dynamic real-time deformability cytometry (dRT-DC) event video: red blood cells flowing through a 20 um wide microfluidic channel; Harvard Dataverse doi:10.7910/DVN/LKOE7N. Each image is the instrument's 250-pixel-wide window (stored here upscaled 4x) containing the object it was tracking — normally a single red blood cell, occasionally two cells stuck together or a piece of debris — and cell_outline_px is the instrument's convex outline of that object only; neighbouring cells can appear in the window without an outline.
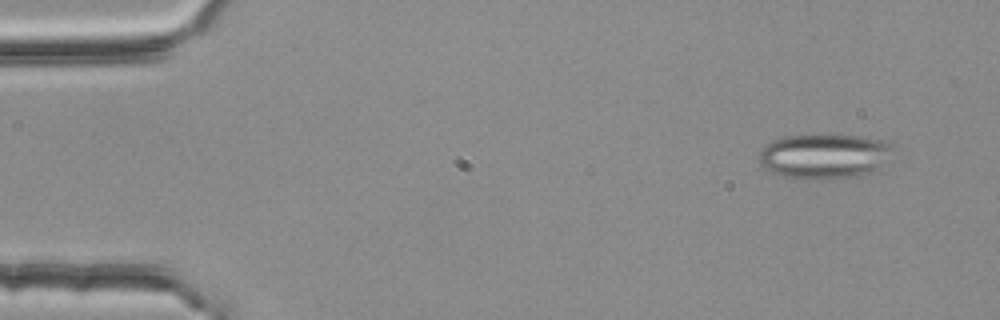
{"species": "common noctule bat (a hibernating species)", "species_latin": "Nyctalus noctula", "temperature_condition": "room temperature", "stored_images_in_passage": 4, "camera_frame_rate_fps": 3000, "um_per_image_px": 0.085, "animal": {"sex": "female", "body_mass_g": 25.1}, "frame": {"image": 1, "passage_image": 1, "time_ms": 0.0, "image_size_px": [1000, 320], "cell_outline_px": [[892, 144], [884, 164], [872, 172], [848, 176], [808, 180], [784, 176], [772, 172], [760, 164], [760, 152], [768, 144], [784, 136], [836, 132], [888, 140]], "centroid_in_image_um": [70.08, 13.21], "position_along_channel_um": 14.9, "area_um2": 35.32}}